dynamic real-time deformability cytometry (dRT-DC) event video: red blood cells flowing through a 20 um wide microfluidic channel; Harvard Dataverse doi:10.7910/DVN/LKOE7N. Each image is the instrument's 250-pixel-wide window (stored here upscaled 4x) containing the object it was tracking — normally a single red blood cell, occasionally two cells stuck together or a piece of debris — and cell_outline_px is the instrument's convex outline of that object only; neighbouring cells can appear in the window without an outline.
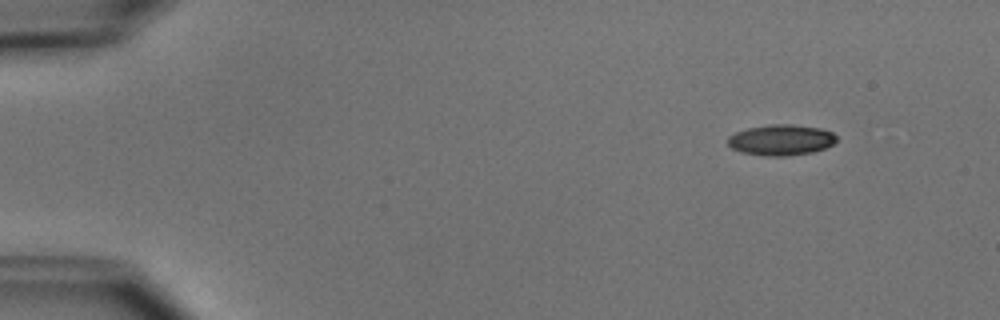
{"species": "common noctule bat (a hibernating species)", "species_latin": "Nyctalus noctula", "temperature_condition": "cold", "stored_images_in_passage": 2, "camera_frame_rate_fps": 3000, "um_per_image_px": 0.085, "animal": {"sex": "male", "body_mass_g": 15.6}, "frame": {"image": 1, "passage_image": 2, "time_ms": 2.0, "image_size_px": [1000, 320], "cell_outline_px": [[836, 140], [832, 144], [824, 148], [812, 152], [784, 156], [764, 156], [744, 152], [732, 148], [728, 144], [728, 136], [736, 132], [748, 128], [772, 124], [792, 124], [820, 128], [832, 132], [836, 136]], "centroid_in_image_um": [66.39, 11.89], "position_along_channel_um": 18.6, "area_um2": 19.31}}